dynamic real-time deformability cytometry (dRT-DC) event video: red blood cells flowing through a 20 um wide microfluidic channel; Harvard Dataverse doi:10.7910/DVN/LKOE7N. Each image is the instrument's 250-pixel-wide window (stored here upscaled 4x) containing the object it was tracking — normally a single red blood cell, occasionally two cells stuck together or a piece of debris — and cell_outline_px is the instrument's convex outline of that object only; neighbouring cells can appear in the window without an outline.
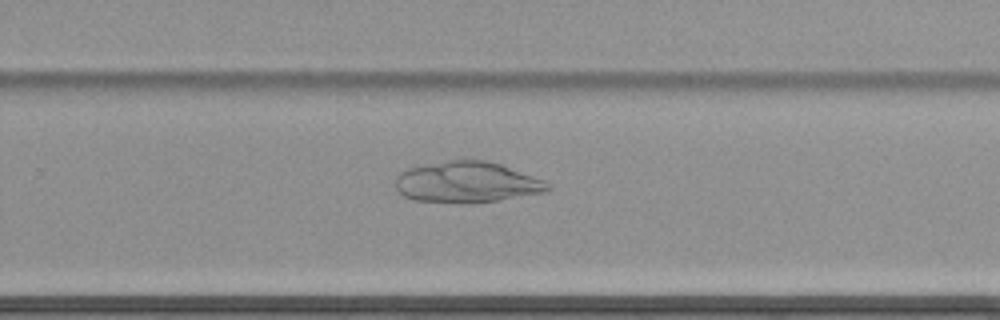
{"species": "common noctule bat (a hibernating species)", "species_latin": "Nyctalus noctula", "temperature_condition": "cold", "stored_images_in_passage": 48, "camera_frame_rate_fps": 3000, "um_per_image_px": 0.085, "animal": {"sex": "female", "body_mass_g": 22.7, "forearm_length_mm": 54.2}, "frame": {"image": 1, "passage_image": 29, "time_ms": 9.333, "image_size_px": [1000, 320], "cell_outline_px": [[552, 188], [548, 192], [500, 200], [472, 204], [464, 204], [412, 200], [404, 196], [396, 188], [396, 176], [400, 172], [408, 168], [452, 160], [484, 160], [500, 164], [544, 180]], "centroid_in_image_um": [39.7, 15.52], "position_along_channel_um": 290.1, "area_um2": 36.53}}
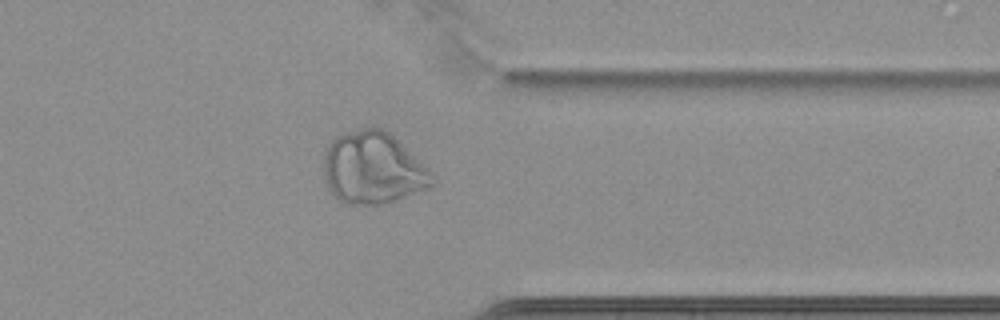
{"frame": {"image": 2, "passage_image": 37, "time_ms": 12.0, "image_size_px": [1000, 320], "cell_outline_px": [[436, 180], [428, 188], [396, 200], [384, 204], [344, 204], [328, 188], [324, 176], [324, 148], [336, 136], [360, 128], [384, 128]], "centroid_in_image_um": [31.62, 14.31], "position_along_channel_um": 379.8, "area_um2": 44.62}}